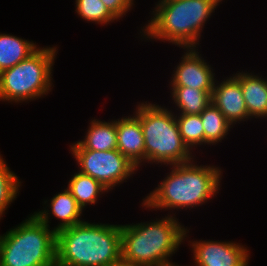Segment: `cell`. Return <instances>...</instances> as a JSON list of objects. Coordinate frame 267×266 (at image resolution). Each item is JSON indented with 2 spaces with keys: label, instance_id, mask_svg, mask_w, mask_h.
Wrapping results in <instances>:
<instances>
[{
  "label": "cell",
  "instance_id": "obj_18",
  "mask_svg": "<svg viewBox=\"0 0 267 266\" xmlns=\"http://www.w3.org/2000/svg\"><path fill=\"white\" fill-rule=\"evenodd\" d=\"M170 90L172 102L181 114H200L211 103L208 91L187 86L170 87Z\"/></svg>",
  "mask_w": 267,
  "mask_h": 266
},
{
  "label": "cell",
  "instance_id": "obj_13",
  "mask_svg": "<svg viewBox=\"0 0 267 266\" xmlns=\"http://www.w3.org/2000/svg\"><path fill=\"white\" fill-rule=\"evenodd\" d=\"M49 201L50 204L43 210L34 212V214L48 227H50V214L60 220L53 228L56 232L84 221L81 219L83 209L77 204L76 199L67 188L54 195ZM47 207L50 210L46 209Z\"/></svg>",
  "mask_w": 267,
  "mask_h": 266
},
{
  "label": "cell",
  "instance_id": "obj_7",
  "mask_svg": "<svg viewBox=\"0 0 267 266\" xmlns=\"http://www.w3.org/2000/svg\"><path fill=\"white\" fill-rule=\"evenodd\" d=\"M58 48L39 47L12 68L0 72V101L27 103L52 92V71Z\"/></svg>",
  "mask_w": 267,
  "mask_h": 266
},
{
  "label": "cell",
  "instance_id": "obj_21",
  "mask_svg": "<svg viewBox=\"0 0 267 266\" xmlns=\"http://www.w3.org/2000/svg\"><path fill=\"white\" fill-rule=\"evenodd\" d=\"M21 185L18 176L10 170L0 154V219L5 215V210L17 198Z\"/></svg>",
  "mask_w": 267,
  "mask_h": 266
},
{
  "label": "cell",
  "instance_id": "obj_24",
  "mask_svg": "<svg viewBox=\"0 0 267 266\" xmlns=\"http://www.w3.org/2000/svg\"><path fill=\"white\" fill-rule=\"evenodd\" d=\"M112 266H133V265H131V264H127V263H124V262L120 261L119 263L114 264V265H112Z\"/></svg>",
  "mask_w": 267,
  "mask_h": 266
},
{
  "label": "cell",
  "instance_id": "obj_14",
  "mask_svg": "<svg viewBox=\"0 0 267 266\" xmlns=\"http://www.w3.org/2000/svg\"><path fill=\"white\" fill-rule=\"evenodd\" d=\"M260 74L238 71L234 76L240 81L242 94L249 117H267V78Z\"/></svg>",
  "mask_w": 267,
  "mask_h": 266
},
{
  "label": "cell",
  "instance_id": "obj_10",
  "mask_svg": "<svg viewBox=\"0 0 267 266\" xmlns=\"http://www.w3.org/2000/svg\"><path fill=\"white\" fill-rule=\"evenodd\" d=\"M183 49L184 55L181 57V62L175 66L169 85L171 87L197 88L212 94L216 77L211 65L201 57V54L199 55L200 52L196 47Z\"/></svg>",
  "mask_w": 267,
  "mask_h": 266
},
{
  "label": "cell",
  "instance_id": "obj_12",
  "mask_svg": "<svg viewBox=\"0 0 267 266\" xmlns=\"http://www.w3.org/2000/svg\"><path fill=\"white\" fill-rule=\"evenodd\" d=\"M117 150L137 168L145 164V144L139 118L133 113L116 119ZM144 163V164H143Z\"/></svg>",
  "mask_w": 267,
  "mask_h": 266
},
{
  "label": "cell",
  "instance_id": "obj_15",
  "mask_svg": "<svg viewBox=\"0 0 267 266\" xmlns=\"http://www.w3.org/2000/svg\"><path fill=\"white\" fill-rule=\"evenodd\" d=\"M87 133L78 142L88 150L110 151L117 149L116 120L109 122L91 119Z\"/></svg>",
  "mask_w": 267,
  "mask_h": 266
},
{
  "label": "cell",
  "instance_id": "obj_19",
  "mask_svg": "<svg viewBox=\"0 0 267 266\" xmlns=\"http://www.w3.org/2000/svg\"><path fill=\"white\" fill-rule=\"evenodd\" d=\"M200 116L204 128L205 146L211 144L213 146L221 142L233 127L212 102L200 113Z\"/></svg>",
  "mask_w": 267,
  "mask_h": 266
},
{
  "label": "cell",
  "instance_id": "obj_2",
  "mask_svg": "<svg viewBox=\"0 0 267 266\" xmlns=\"http://www.w3.org/2000/svg\"><path fill=\"white\" fill-rule=\"evenodd\" d=\"M167 215L150 222L121 224L122 262L133 266L175 264L170 259L188 238L190 229L178 222L176 212Z\"/></svg>",
  "mask_w": 267,
  "mask_h": 266
},
{
  "label": "cell",
  "instance_id": "obj_1",
  "mask_svg": "<svg viewBox=\"0 0 267 266\" xmlns=\"http://www.w3.org/2000/svg\"><path fill=\"white\" fill-rule=\"evenodd\" d=\"M193 162L170 165L171 172L143 198L141 206L172 213L175 209H192L212 200L221 187L222 169Z\"/></svg>",
  "mask_w": 267,
  "mask_h": 266
},
{
  "label": "cell",
  "instance_id": "obj_16",
  "mask_svg": "<svg viewBox=\"0 0 267 266\" xmlns=\"http://www.w3.org/2000/svg\"><path fill=\"white\" fill-rule=\"evenodd\" d=\"M38 48L33 41L0 33V72L12 68L33 54Z\"/></svg>",
  "mask_w": 267,
  "mask_h": 266
},
{
  "label": "cell",
  "instance_id": "obj_20",
  "mask_svg": "<svg viewBox=\"0 0 267 266\" xmlns=\"http://www.w3.org/2000/svg\"><path fill=\"white\" fill-rule=\"evenodd\" d=\"M183 142L193 152V148L205 145L204 128L200 114H175Z\"/></svg>",
  "mask_w": 267,
  "mask_h": 266
},
{
  "label": "cell",
  "instance_id": "obj_6",
  "mask_svg": "<svg viewBox=\"0 0 267 266\" xmlns=\"http://www.w3.org/2000/svg\"><path fill=\"white\" fill-rule=\"evenodd\" d=\"M27 217L15 228L0 234V266L56 264V231L34 213Z\"/></svg>",
  "mask_w": 267,
  "mask_h": 266
},
{
  "label": "cell",
  "instance_id": "obj_8",
  "mask_svg": "<svg viewBox=\"0 0 267 266\" xmlns=\"http://www.w3.org/2000/svg\"><path fill=\"white\" fill-rule=\"evenodd\" d=\"M70 152L79 166V172L99 181L109 191L127 182L128 178L138 171V168L117 149L88 150L77 141L70 145Z\"/></svg>",
  "mask_w": 267,
  "mask_h": 266
},
{
  "label": "cell",
  "instance_id": "obj_5",
  "mask_svg": "<svg viewBox=\"0 0 267 266\" xmlns=\"http://www.w3.org/2000/svg\"><path fill=\"white\" fill-rule=\"evenodd\" d=\"M145 144V163L175 165L195 160L182 140L175 113L150 102L136 105Z\"/></svg>",
  "mask_w": 267,
  "mask_h": 266
},
{
  "label": "cell",
  "instance_id": "obj_9",
  "mask_svg": "<svg viewBox=\"0 0 267 266\" xmlns=\"http://www.w3.org/2000/svg\"><path fill=\"white\" fill-rule=\"evenodd\" d=\"M188 242L195 266H249L250 250L242 243L202 239Z\"/></svg>",
  "mask_w": 267,
  "mask_h": 266
},
{
  "label": "cell",
  "instance_id": "obj_17",
  "mask_svg": "<svg viewBox=\"0 0 267 266\" xmlns=\"http://www.w3.org/2000/svg\"><path fill=\"white\" fill-rule=\"evenodd\" d=\"M66 187L72 196L76 199L77 204L85 209L87 205H94L99 200V196L108 193L109 190L103 186L99 181L91 176L80 173H74L72 178L68 181Z\"/></svg>",
  "mask_w": 267,
  "mask_h": 266
},
{
  "label": "cell",
  "instance_id": "obj_4",
  "mask_svg": "<svg viewBox=\"0 0 267 266\" xmlns=\"http://www.w3.org/2000/svg\"><path fill=\"white\" fill-rule=\"evenodd\" d=\"M155 5L154 16L141 27L142 39L168 41L182 49L199 45L206 21L220 4L217 0H158Z\"/></svg>",
  "mask_w": 267,
  "mask_h": 266
},
{
  "label": "cell",
  "instance_id": "obj_22",
  "mask_svg": "<svg viewBox=\"0 0 267 266\" xmlns=\"http://www.w3.org/2000/svg\"><path fill=\"white\" fill-rule=\"evenodd\" d=\"M75 12L83 20L103 26L118 21L101 0H75Z\"/></svg>",
  "mask_w": 267,
  "mask_h": 266
},
{
  "label": "cell",
  "instance_id": "obj_23",
  "mask_svg": "<svg viewBox=\"0 0 267 266\" xmlns=\"http://www.w3.org/2000/svg\"><path fill=\"white\" fill-rule=\"evenodd\" d=\"M108 10L118 19H122L134 6L135 0H101Z\"/></svg>",
  "mask_w": 267,
  "mask_h": 266
},
{
  "label": "cell",
  "instance_id": "obj_11",
  "mask_svg": "<svg viewBox=\"0 0 267 266\" xmlns=\"http://www.w3.org/2000/svg\"><path fill=\"white\" fill-rule=\"evenodd\" d=\"M218 82L216 79L211 94V102L232 126L237 123L240 124L241 121L249 120L240 81L233 74L222 82Z\"/></svg>",
  "mask_w": 267,
  "mask_h": 266
},
{
  "label": "cell",
  "instance_id": "obj_3",
  "mask_svg": "<svg viewBox=\"0 0 267 266\" xmlns=\"http://www.w3.org/2000/svg\"><path fill=\"white\" fill-rule=\"evenodd\" d=\"M120 261V224L82 221L56 232L59 266H112Z\"/></svg>",
  "mask_w": 267,
  "mask_h": 266
}]
</instances>
